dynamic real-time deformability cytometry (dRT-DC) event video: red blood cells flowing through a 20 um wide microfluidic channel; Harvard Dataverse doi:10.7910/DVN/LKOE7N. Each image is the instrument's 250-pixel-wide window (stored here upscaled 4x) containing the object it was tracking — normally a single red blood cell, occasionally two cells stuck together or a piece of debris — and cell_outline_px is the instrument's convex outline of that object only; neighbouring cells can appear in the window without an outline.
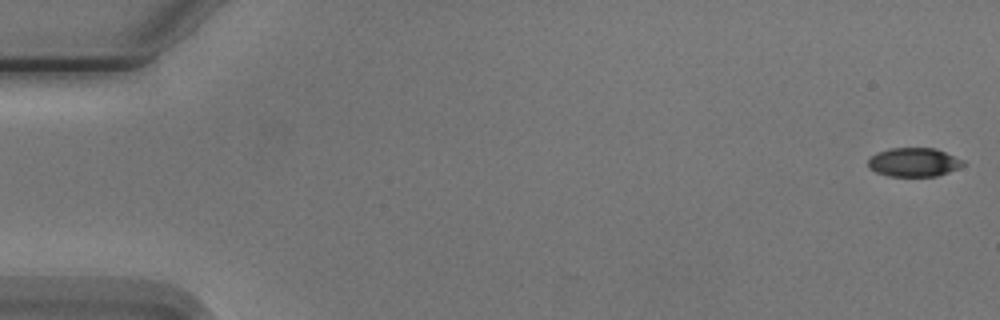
{"species": "Egyptian fruit bat (a non-hibernating species)", "species_latin": "Rousettus aegyptiacus", "temperature_condition": "cold", "stored_images_in_passage": 6, "camera_frame_rate_fps": 3000, "um_per_image_px": 0.085, "animal": {"sex": "male"}, "frame": {"image": 1, "passage_image": 1, "time_ms": 0.0, "image_size_px": [1000, 320], "cell_outline_px": [[964, 164], [948, 172], [936, 176], [888, 176], [876, 172], [868, 168], [868, 160], [876, 152], [892, 148], [936, 148], [964, 160]], "centroid_in_image_um": [77.65, 13.78], "position_along_channel_um": 7.4, "area_um2": 15.9}}